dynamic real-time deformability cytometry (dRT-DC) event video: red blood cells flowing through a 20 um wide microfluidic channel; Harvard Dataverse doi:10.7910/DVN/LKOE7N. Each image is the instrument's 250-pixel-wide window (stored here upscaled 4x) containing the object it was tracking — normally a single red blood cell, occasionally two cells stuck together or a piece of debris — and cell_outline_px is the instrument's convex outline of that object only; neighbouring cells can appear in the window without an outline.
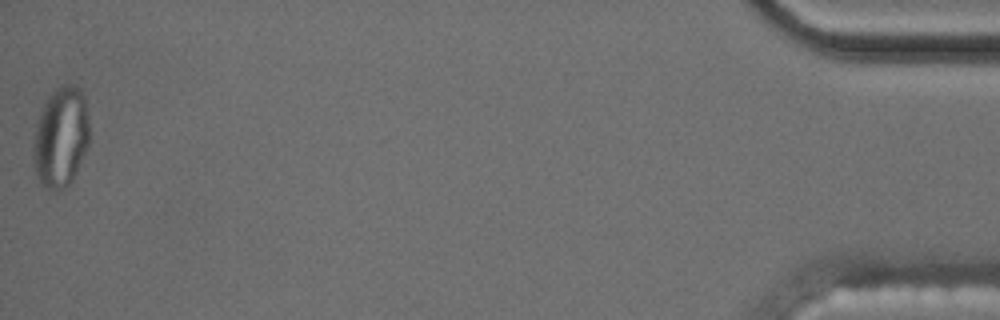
{"species": "common noctule bat (a hibernating species)", "species_latin": "Nyctalus noctula", "temperature_condition": "cold", "stored_images_in_passage": 58, "camera_frame_rate_fps": 3000, "um_per_image_px": 0.085, "animal": {"sex": "male", "body_mass_g": 17.5, "forearm_length_mm": 52.3}, "frame": {"image": 1, "passage_image": 58, "time_ms": 19.0, "image_size_px": [1000, 320], "cell_outline_px": [[88, 144], [72, 180], [68, 184], [60, 188], [48, 188], [40, 180], [36, 172], [36, 128], [44, 104], [52, 92], [56, 88], [64, 84], [76, 84], [80, 88], [84, 96], [88, 116]], "centroid_in_image_um": [5.23, 11.57], "position_along_channel_um": 430.0, "area_um2": 31.33}, "authors_computed_cell_mechanics": {"area_um2": 17.6579, "velocity_mm_per_s": 3.5153, "shape_relaxation_time_tau1_ms": null, "shape_relaxation_time_tau2_ms": 1.3687, "deformation_change_tau1": null, "deformation_change_tau2": 0.0606}}